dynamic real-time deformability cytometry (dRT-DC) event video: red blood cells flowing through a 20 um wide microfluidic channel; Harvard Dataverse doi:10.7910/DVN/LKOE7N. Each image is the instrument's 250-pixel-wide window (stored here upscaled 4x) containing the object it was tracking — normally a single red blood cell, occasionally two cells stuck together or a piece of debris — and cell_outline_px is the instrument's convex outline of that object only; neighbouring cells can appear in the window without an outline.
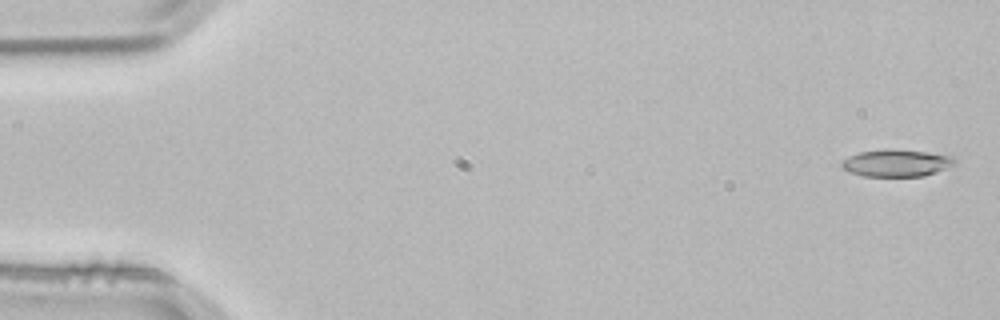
{"species": "common noctule bat (a hibernating species)", "species_latin": "Nyctalus noctula", "temperature_condition": "room temperature", "stored_images_in_passage": 4, "camera_frame_rate_fps": 3000, "um_per_image_px": 0.085, "animal": {"sex": "male", "body_mass_g": 21.5, "forearm_length_mm": 52.0}, "frame": {"image": 1, "passage_image": 1, "time_ms": 0.0, "image_size_px": [1000, 320], "cell_outline_px": [[956, 160], [952, 164], [936, 172], [924, 176], [864, 176], [852, 172], [844, 168], [840, 164], [844, 160], [860, 152], [924, 152], [952, 156]], "centroid_in_image_um": [76.22, 13.91], "position_along_channel_um": 8.8, "area_um2": 16.47}}
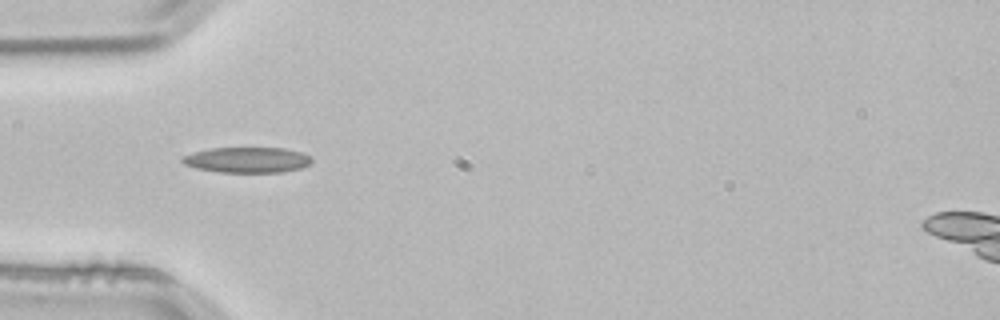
{"frame": {"image": 2, "passage_image": 4, "time_ms": 1.0, "image_size_px": [1000, 320], "cell_outline_px": [[312, 164], [300, 168], [280, 172], [220, 172], [196, 168], [184, 164], [180, 160], [184, 156], [196, 152], [212, 148], [284, 148], [300, 152], [312, 156]], "centroid_in_image_um": [21.06, 13.59], "position_along_channel_um": 63.9, "area_um2": 19.13}}